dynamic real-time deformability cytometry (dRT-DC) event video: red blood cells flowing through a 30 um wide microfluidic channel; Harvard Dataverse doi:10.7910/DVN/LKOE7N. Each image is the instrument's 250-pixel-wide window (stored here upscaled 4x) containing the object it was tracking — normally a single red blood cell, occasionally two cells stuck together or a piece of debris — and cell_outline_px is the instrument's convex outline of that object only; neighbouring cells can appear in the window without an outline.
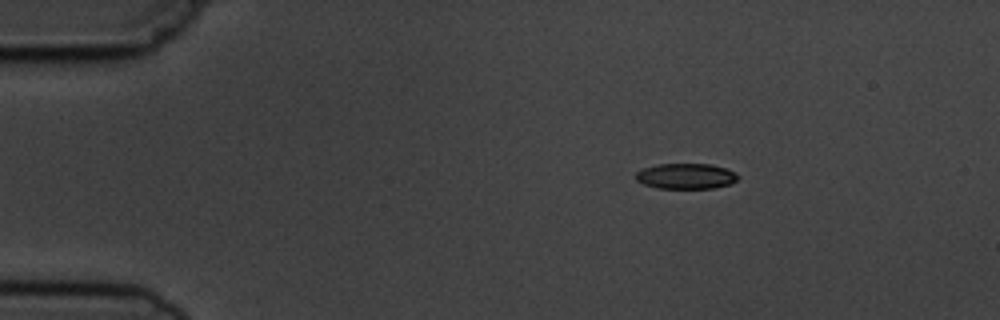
{"species": "common noctule bat (a hibernating species)", "species_latin": "Nyctalus noctula", "temperature_condition": "cold", "stored_images_in_passage": 4, "segment_of_instrument_passage": [1, 2], "camera_frame_rate_fps": 3000, "um_per_image_px": 0.085, "animal": {"sex": "male", "body_mass_g": 19.5, "forearm_length_mm": 54.6}, "frame": {"image": 1, "passage_image": 1, "time_ms": 0.0, "image_size_px": [1000, 320], "cell_outline_px": [[740, 176], [732, 184], [712, 188], [656, 188], [644, 184], [636, 180], [636, 172], [644, 168], [656, 164], [712, 164], [736, 172]], "centroid_in_image_um": [58.32, 14.97], "position_along_channel_um": 26.7, "area_um2": 15.26}}